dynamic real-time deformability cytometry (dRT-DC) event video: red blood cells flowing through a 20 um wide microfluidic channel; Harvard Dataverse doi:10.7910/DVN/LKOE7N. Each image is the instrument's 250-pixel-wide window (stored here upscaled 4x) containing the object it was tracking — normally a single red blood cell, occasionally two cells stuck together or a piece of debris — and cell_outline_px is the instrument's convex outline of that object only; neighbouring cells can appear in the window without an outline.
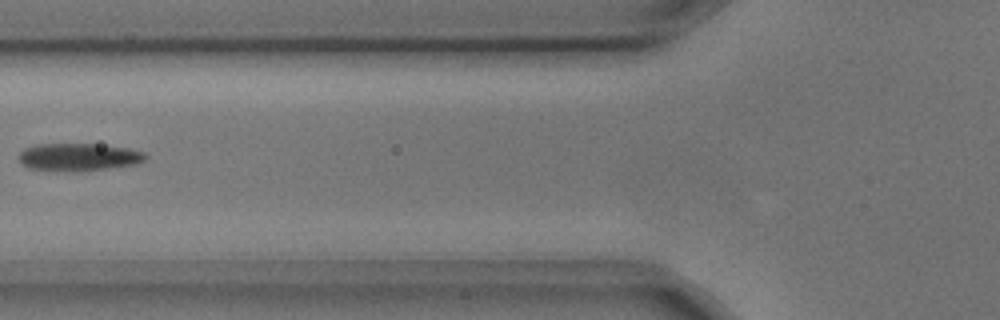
{"species": "common noctule bat (a hibernating species)", "species_latin": "Nyctalus noctula", "temperature_condition": "cold", "stored_images_in_passage": 5, "camera_frame_rate_fps": 3000, "um_per_image_px": 0.085, "animal": {"sex": "male", "body_mass_g": 17.9, "forearm_length_mm": 54.2}, "frame": {"image": 1, "passage_image": 5, "time_ms": 1.333, "image_size_px": [1000, 320], "cell_outline_px": [[148, 156], [144, 160], [136, 164], [108, 168], [28, 168], [16, 156], [24, 148], [36, 144], [96, 144], [128, 148], [144, 152]], "centroid_in_image_um": [6.71, 13.28], "position_along_channel_um": 119.1, "area_um2": 19.25}}